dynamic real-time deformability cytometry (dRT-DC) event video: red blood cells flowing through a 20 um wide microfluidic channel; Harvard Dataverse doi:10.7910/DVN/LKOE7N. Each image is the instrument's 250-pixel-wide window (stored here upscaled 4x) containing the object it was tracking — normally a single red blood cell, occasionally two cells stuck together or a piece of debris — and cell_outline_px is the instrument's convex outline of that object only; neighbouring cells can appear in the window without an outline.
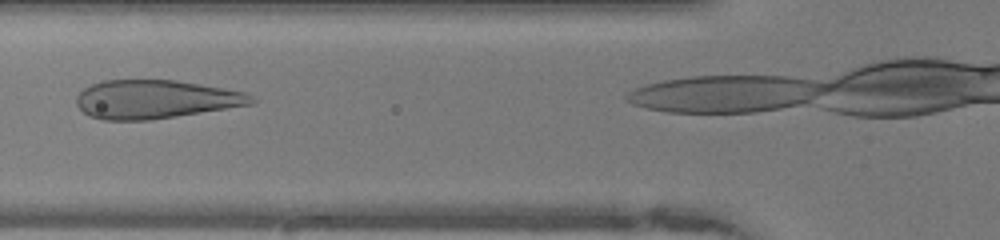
{"species": "human", "species_latin": "Homo sapiens", "temperature_condition": "warm", "stored_images_in_passage": 7, "camera_frame_rate_fps": 3000, "um_per_image_px": 0.085, "donor": {"sex": "female"}, "frame": {"image": 1, "passage_image": 5, "time_ms": 1.333, "image_size_px": [1000, 240], "cell_outline_px": [[256, 100], [252, 104], [152, 120], [104, 120], [88, 116], [76, 104], [76, 96], [84, 88], [92, 84], [104, 80], [176, 80], [224, 88], [244, 92], [252, 96]], "centroid_in_image_um": [13.18, 8.44], "position_along_channel_um": 112.6, "area_um2": 39.25}}